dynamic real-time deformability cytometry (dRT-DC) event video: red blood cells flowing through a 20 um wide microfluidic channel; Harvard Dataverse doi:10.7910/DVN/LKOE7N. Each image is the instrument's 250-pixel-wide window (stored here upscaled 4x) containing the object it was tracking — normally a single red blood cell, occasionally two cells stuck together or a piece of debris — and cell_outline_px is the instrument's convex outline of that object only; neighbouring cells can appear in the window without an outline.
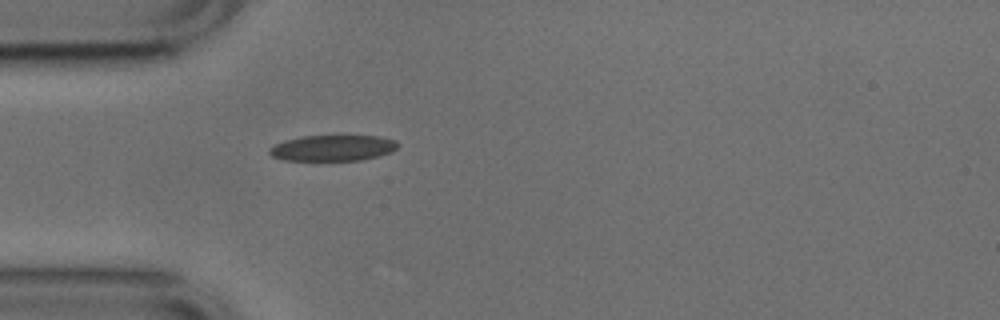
{"species": "common noctule bat (a hibernating species)", "species_latin": "Nyctalus noctula", "temperature_condition": "cold", "stored_images_in_passage": 31, "camera_frame_rate_fps": 3000, "um_per_image_px": 0.085, "animal": {"sex": "male", "body_mass_g": 17.9, "forearm_length_mm": 54.2}, "frame": {"image": 1, "passage_image": 1, "time_ms": 0.0, "image_size_px": [1000, 320], "cell_outline_px": [[400, 144], [392, 152], [360, 160], [284, 160], [272, 156], [268, 152], [268, 148], [284, 140], [300, 136], [380, 136], [396, 140]], "centroid_in_image_um": [28.28, 12.57], "position_along_channel_um": 56.7, "area_um2": 19.36}}
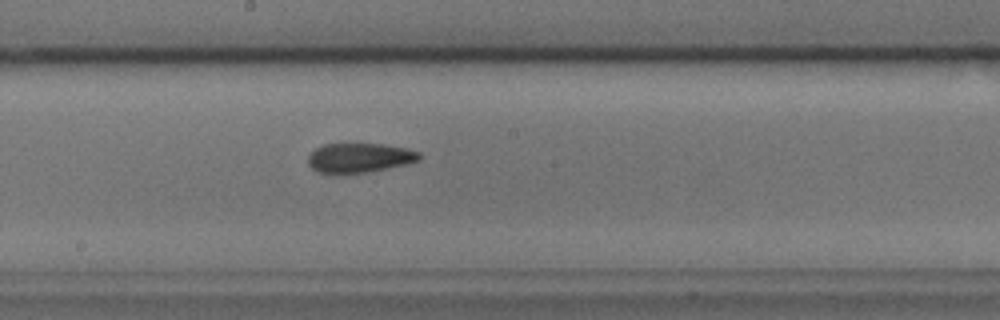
{"frame": {"image": 2, "passage_image": 14, "time_ms": 4.333, "image_size_px": [1000, 320], "cell_outline_px": [[420, 160], [404, 164], [364, 172], [336, 176], [332, 176], [316, 172], [308, 164], [308, 156], [316, 148], [324, 144], [384, 144], [408, 148], [420, 152]], "centroid_in_image_um": [30.49, 13.44], "position_along_channel_um": 217.7, "area_um2": 19.42}, "authors_computed_cell_mechanics": {"area_um2": 19.652, "velocity_mm_per_s": 3.7844, "shape_relaxation_time_tau1_ms": null, "shape_relaxation_time_tau2_ms": 2.8174, "deformation_change_tau1": null, "deformation_change_tau2": 0.0933}}